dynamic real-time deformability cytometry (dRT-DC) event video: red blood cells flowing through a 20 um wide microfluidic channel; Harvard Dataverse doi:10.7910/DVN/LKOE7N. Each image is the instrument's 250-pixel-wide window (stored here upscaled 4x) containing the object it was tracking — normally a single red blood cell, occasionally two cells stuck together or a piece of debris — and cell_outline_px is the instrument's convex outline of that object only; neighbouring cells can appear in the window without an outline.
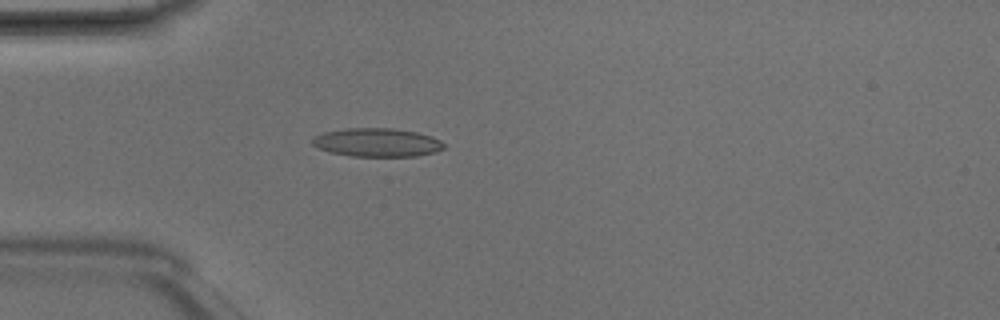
{"species": "Egyptian fruit bat (a non-hibernating species)", "species_latin": "Rousettus aegyptiacus", "temperature_condition": "room temperature", "stored_images_in_passage": 4, "camera_frame_rate_fps": 3000, "um_per_image_px": 0.085, "animal": {"sex": "male"}, "frame": {"image": 1, "passage_image": 4, "time_ms": 1.0, "image_size_px": [1000, 320], "cell_outline_px": [[444, 148], [436, 152], [416, 156], [352, 156], [332, 152], [320, 148], [312, 144], [312, 140], [316, 136], [324, 132], [348, 128], [392, 128], [416, 132], [440, 140], [444, 144]], "centroid_in_image_um": [32.07, 12.11], "position_along_channel_um": 52.9, "area_um2": 21.56}}